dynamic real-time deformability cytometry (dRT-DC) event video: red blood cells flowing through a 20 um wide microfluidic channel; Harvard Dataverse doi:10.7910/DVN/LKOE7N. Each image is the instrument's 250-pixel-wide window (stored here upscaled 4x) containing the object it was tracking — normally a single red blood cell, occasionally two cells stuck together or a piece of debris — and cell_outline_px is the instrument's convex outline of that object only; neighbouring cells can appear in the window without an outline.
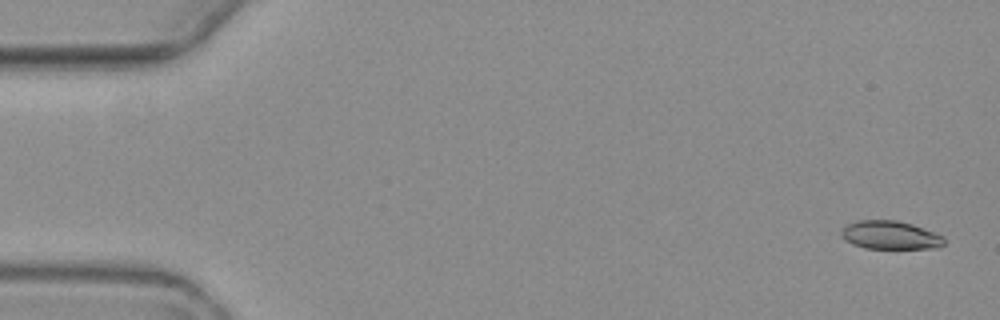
{"species": "common noctule bat (a hibernating species)", "species_latin": "Nyctalus noctula", "temperature_condition": "warm", "stored_images_in_passage": 6, "camera_frame_rate_fps": 3000, "um_per_image_px": 0.085, "animal": {"sex": "female", "body_mass_g": 19.3, "forearm_length_mm": 54.1}, "frame": {"image": 1, "passage_image": 1, "time_ms": 0.0, "image_size_px": [1000, 320], "cell_outline_px": [[944, 244], [936, 248], [868, 248], [852, 244], [844, 240], [840, 236], [840, 232], [848, 224], [856, 220], [896, 220], [912, 224], [944, 236]], "centroid_in_image_um": [75.65, 19.98], "position_along_channel_um": 9.4, "area_um2": 16.94}}
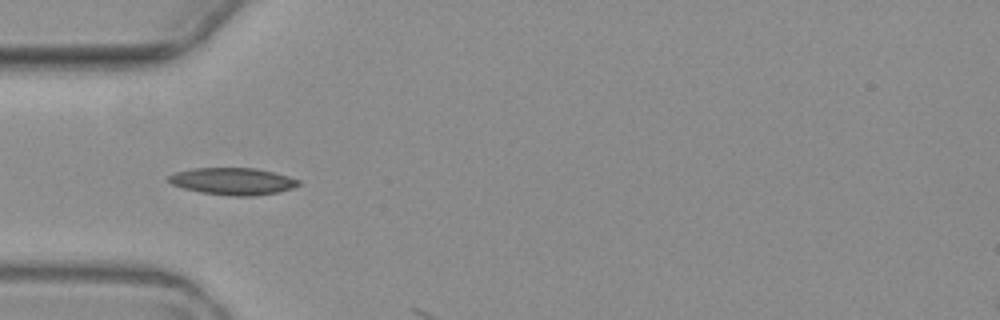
{"frame": {"image": 2, "passage_image": 5, "time_ms": 5.333, "image_size_px": [1000, 320], "cell_outline_px": [[300, 184], [292, 188], [276, 192], [252, 196], [228, 196], [200, 192], [184, 188], [172, 184], [168, 180], [168, 176], [176, 172], [192, 168], [256, 168], [288, 176], [300, 180]], "centroid_in_image_um": [19.78, 15.41], "position_along_channel_um": 65.2, "area_um2": 20.35}}